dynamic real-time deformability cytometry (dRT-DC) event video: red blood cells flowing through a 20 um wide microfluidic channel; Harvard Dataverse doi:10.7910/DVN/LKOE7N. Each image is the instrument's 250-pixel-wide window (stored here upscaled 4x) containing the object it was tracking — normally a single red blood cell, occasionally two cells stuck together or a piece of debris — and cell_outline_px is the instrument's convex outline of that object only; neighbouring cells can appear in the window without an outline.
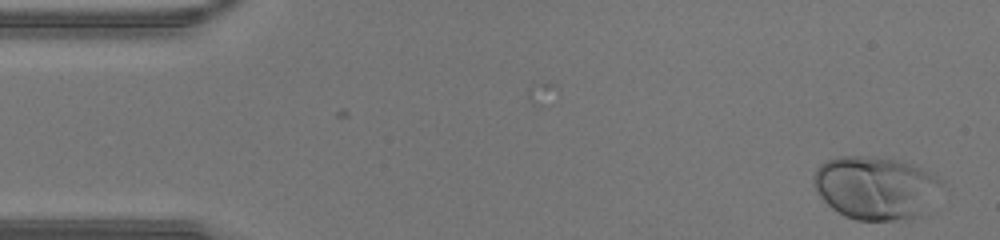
{"species": "human", "species_latin": "Homo sapiens", "temperature_condition": "warm", "stored_images_in_passage": 38, "camera_frame_rate_fps": 3000, "um_per_image_px": 0.085, "donor": {"sex": "male"}, "frame": {"image": 1, "passage_image": 1, "time_ms": 0.0, "image_size_px": [1000, 240], "cell_outline_px": [[944, 180], [916, 216], [896, 220], [856, 220], [844, 216], [832, 208], [816, 192], [812, 180], [812, 176], [816, 168], [824, 160], [840, 156], [868, 156], [896, 160], [920, 168]], "centroid_in_image_um": [74.29, 15.93], "position_along_channel_um": 10.7, "area_um2": 46.07}}
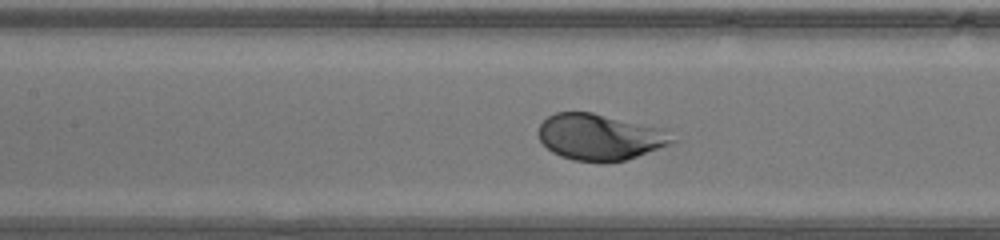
{"frame": {"image": 2, "passage_image": 19, "time_ms": 6.0, "image_size_px": [1000, 240], "cell_outline_px": [[676, 140], [668, 144], [636, 156], [624, 160], [604, 164], [572, 160], [560, 156], [552, 152], [540, 140], [536, 132], [540, 124], [548, 116], [556, 112], [592, 112], [660, 128]], "centroid_in_image_um": [50.89, 11.66], "position_along_channel_um": 156.5, "area_um2": 35.84}}
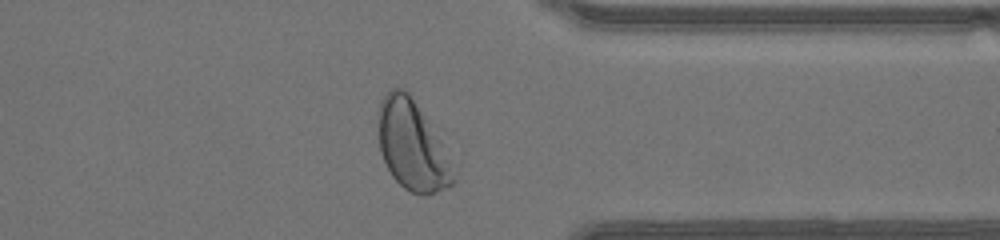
{"frame": {"image": 3, "passage_image": 34, "time_ms": 11.0, "image_size_px": [1000, 240], "cell_outline_px": [[460, 164], [456, 180], [452, 184], [428, 196], [420, 196], [404, 188], [392, 176], [380, 152], [376, 112], [380, 100], [392, 88], [404, 88], [408, 92]], "centroid_in_image_um": [35.13, 12.4], "position_along_channel_um": 376.3, "area_um2": 40.98}}